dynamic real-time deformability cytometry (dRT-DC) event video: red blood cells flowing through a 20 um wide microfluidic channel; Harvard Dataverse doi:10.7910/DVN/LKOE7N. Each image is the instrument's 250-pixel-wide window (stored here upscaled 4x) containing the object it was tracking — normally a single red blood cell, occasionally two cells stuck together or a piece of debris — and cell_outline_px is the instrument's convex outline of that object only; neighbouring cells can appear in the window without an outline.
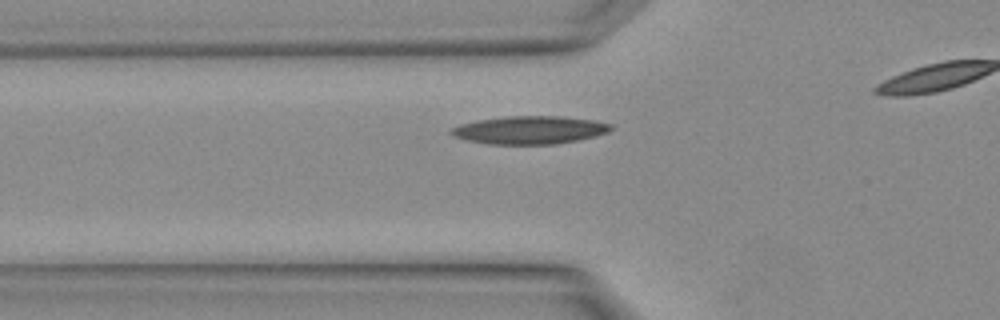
{"species": "Egyptian fruit bat (a non-hibernating species)", "species_latin": "Rousettus aegyptiacus", "temperature_condition": "warm", "stored_images_in_passage": 5, "camera_frame_rate_fps": 3000, "um_per_image_px": 0.085, "animal": {"sex": "female"}, "frame": {"image": 1, "passage_image": 4, "time_ms": 1.0, "image_size_px": [1000, 320], "cell_outline_px": [[612, 128], [608, 132], [596, 136], [580, 140], [556, 144], [488, 144], [464, 140], [452, 136], [448, 132], [448, 128], [460, 124], [476, 120], [504, 116], [560, 116], [596, 120], [612, 124]], "centroid_in_image_um": [44.98, 11.05], "position_along_channel_um": 80.8, "area_um2": 26.53}}